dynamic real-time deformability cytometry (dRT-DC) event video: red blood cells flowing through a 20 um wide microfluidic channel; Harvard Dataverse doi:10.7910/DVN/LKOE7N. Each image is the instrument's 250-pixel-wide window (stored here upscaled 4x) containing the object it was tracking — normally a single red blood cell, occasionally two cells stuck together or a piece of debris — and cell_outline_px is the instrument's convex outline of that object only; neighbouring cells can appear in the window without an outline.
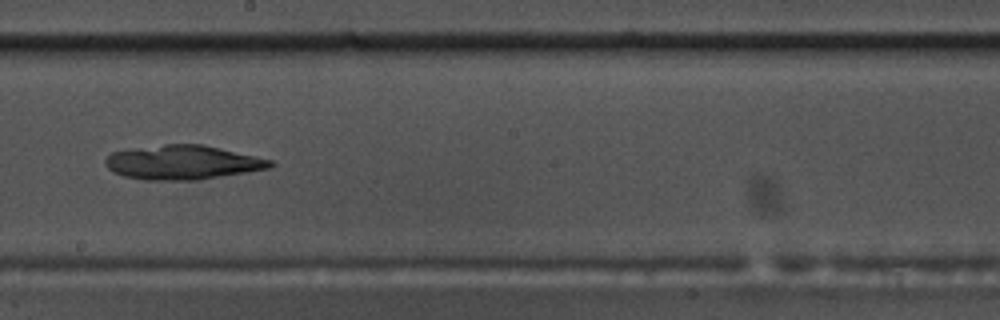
{"species": "common noctule bat (a hibernating species)", "species_latin": "Nyctalus noctula", "temperature_condition": "warm", "stored_images_in_passage": 56, "camera_frame_rate_fps": 3000, "um_per_image_px": 0.085, "animal": {"sex": "male", "body_mass_g": 17.5, "forearm_length_mm": 52.3}, "frame": {"image": 1, "passage_image": 32, "time_ms": 10.333, "image_size_px": [1000, 320], "cell_outline_px": [[276, 164], [272, 168], [200, 180], [144, 180], [124, 176], [112, 172], [104, 164], [104, 160], [112, 152], [164, 144], [204, 144], [272, 160]], "centroid_in_image_um": [15.55, 13.81], "position_along_channel_um": 232.6, "area_um2": 33.06}}
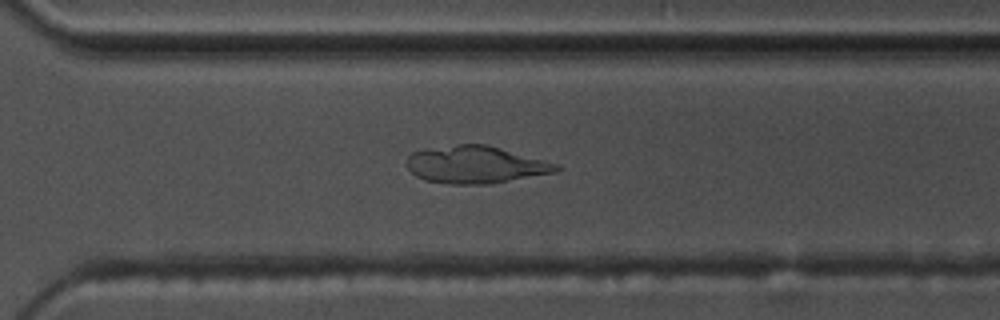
{"frame": {"image": 2, "passage_image": 40, "time_ms": 13.0, "image_size_px": [1000, 320], "cell_outline_px": [[564, 168], [556, 172], [488, 184], [448, 184], [424, 180], [416, 176], [408, 168], [408, 156], [412, 152], [456, 144], [488, 144], [560, 164]], "centroid_in_image_um": [40.48, 14.0], "position_along_channel_um": 330.1, "area_um2": 32.54}}
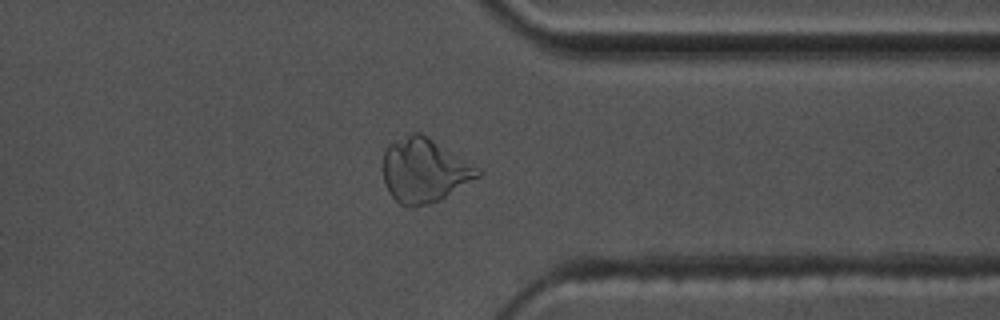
{"frame": {"image": 3, "passage_image": 44, "time_ms": 14.333, "image_size_px": [1000, 320], "cell_outline_px": [[484, 172], [480, 176], [444, 196], [436, 200], [412, 208], [408, 208], [400, 204], [388, 192], [384, 180], [384, 152], [388, 144], [412, 132], [420, 132], [428, 136], [480, 168]], "centroid_in_image_um": [36.05, 14.46], "position_along_channel_um": 375.3, "area_um2": 35.08}}